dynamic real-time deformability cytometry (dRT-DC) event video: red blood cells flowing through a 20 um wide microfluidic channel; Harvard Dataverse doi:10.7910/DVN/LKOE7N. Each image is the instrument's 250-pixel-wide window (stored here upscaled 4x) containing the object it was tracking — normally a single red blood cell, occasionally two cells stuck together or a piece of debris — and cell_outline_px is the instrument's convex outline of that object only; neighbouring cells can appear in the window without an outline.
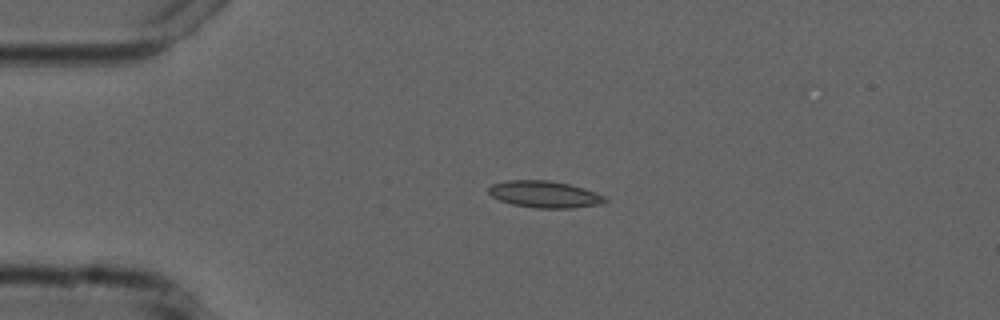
{"species": "common noctule bat (a hibernating species)", "species_latin": "Nyctalus noctula", "temperature_condition": "cold", "stored_images_in_passage": 3, "camera_frame_rate_fps": 3000, "um_per_image_px": 0.085, "animal": {"sex": "male", "forearm_length_mm": 52.5}, "frame": {"image": 1, "passage_image": 3, "time_ms": 3.0, "image_size_px": [1000, 320], "cell_outline_px": [[608, 200], [600, 204], [572, 208], [536, 208], [512, 204], [500, 200], [492, 196], [488, 192], [488, 188], [492, 184], [508, 180], [548, 180], [568, 184], [584, 188], [604, 196]], "centroid_in_image_um": [46.27, 16.51], "position_along_channel_um": 38.7, "area_um2": 18.03}}